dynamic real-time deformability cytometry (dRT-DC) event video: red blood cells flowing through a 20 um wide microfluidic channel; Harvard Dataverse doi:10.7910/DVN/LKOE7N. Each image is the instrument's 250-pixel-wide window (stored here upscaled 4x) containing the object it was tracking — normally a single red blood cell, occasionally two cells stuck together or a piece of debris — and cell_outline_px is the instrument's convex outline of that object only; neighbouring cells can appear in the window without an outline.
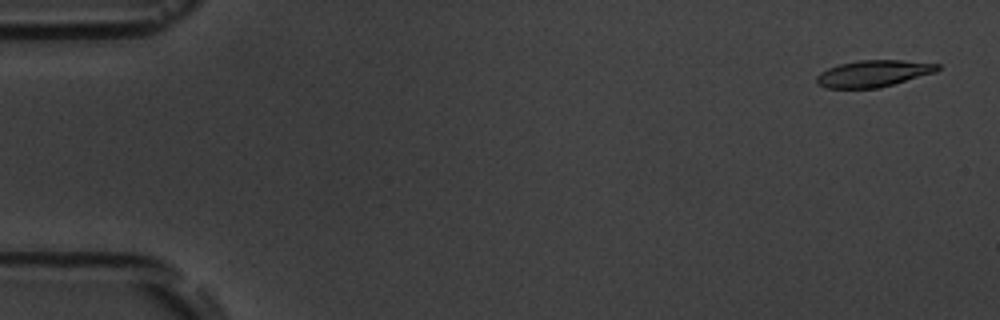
{"species": "common noctule bat (a hibernating species)", "species_latin": "Nyctalus noctula", "temperature_condition": "room temperature", "stored_images_in_passage": 5, "camera_frame_rate_fps": 3000, "um_per_image_px": 0.085, "animal": {"sex": "male", "body_mass_g": 19.5, "forearm_length_mm": 54.6}, "frame": {"image": 1, "passage_image": 1, "time_ms": 0.0, "image_size_px": [1000, 320], "cell_outline_px": [[940, 68], [936, 72], [880, 88], [824, 88], [816, 84], [816, 76], [820, 72], [828, 68], [840, 64], [860, 60], [900, 60], [940, 64]], "centroid_in_image_um": [74.22, 6.26], "position_along_channel_um": 10.8, "area_um2": 18.84}}
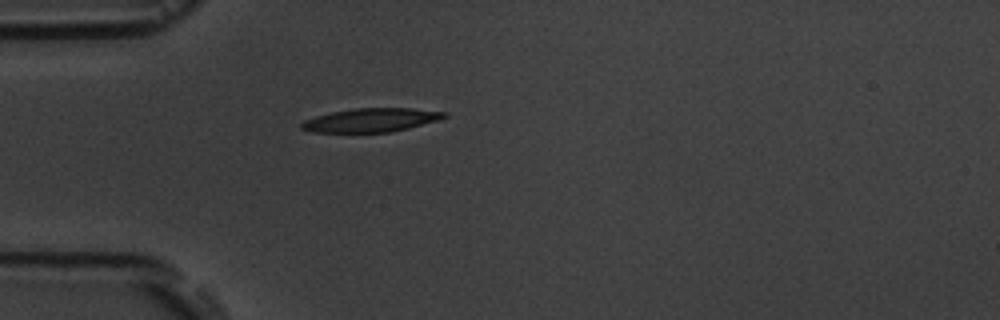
{"frame": {"image": 2, "passage_image": 5, "time_ms": 4.667, "image_size_px": [1000, 320], "cell_outline_px": [[448, 116], [436, 120], [408, 128], [392, 132], [312, 132], [300, 128], [300, 124], [304, 120], [316, 116], [332, 112], [356, 108], [412, 108], [448, 112]], "centroid_in_image_um": [31.53, 10.2], "position_along_channel_um": 53.5, "area_um2": 19.59}}